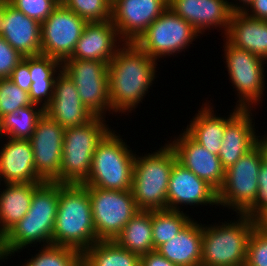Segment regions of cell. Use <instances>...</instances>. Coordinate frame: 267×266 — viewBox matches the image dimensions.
<instances>
[{
    "mask_svg": "<svg viewBox=\"0 0 267 266\" xmlns=\"http://www.w3.org/2000/svg\"><path fill=\"white\" fill-rule=\"evenodd\" d=\"M32 104L28 92L20 89L8 78L0 79V120L5 115Z\"/></svg>",
    "mask_w": 267,
    "mask_h": 266,
    "instance_id": "obj_35",
    "label": "cell"
},
{
    "mask_svg": "<svg viewBox=\"0 0 267 266\" xmlns=\"http://www.w3.org/2000/svg\"><path fill=\"white\" fill-rule=\"evenodd\" d=\"M226 117V129L218 157L226 170L256 145L252 110L234 107ZM252 116V117H251Z\"/></svg>",
    "mask_w": 267,
    "mask_h": 266,
    "instance_id": "obj_19",
    "label": "cell"
},
{
    "mask_svg": "<svg viewBox=\"0 0 267 266\" xmlns=\"http://www.w3.org/2000/svg\"><path fill=\"white\" fill-rule=\"evenodd\" d=\"M168 5L200 35L218 27L225 35L233 14L228 0H168Z\"/></svg>",
    "mask_w": 267,
    "mask_h": 266,
    "instance_id": "obj_20",
    "label": "cell"
},
{
    "mask_svg": "<svg viewBox=\"0 0 267 266\" xmlns=\"http://www.w3.org/2000/svg\"><path fill=\"white\" fill-rule=\"evenodd\" d=\"M157 61L135 43H124L108 64L111 113L129 115L143 101L156 79ZM151 86V87H150Z\"/></svg>",
    "mask_w": 267,
    "mask_h": 266,
    "instance_id": "obj_1",
    "label": "cell"
},
{
    "mask_svg": "<svg viewBox=\"0 0 267 266\" xmlns=\"http://www.w3.org/2000/svg\"><path fill=\"white\" fill-rule=\"evenodd\" d=\"M245 266H267V234L257 227L248 240Z\"/></svg>",
    "mask_w": 267,
    "mask_h": 266,
    "instance_id": "obj_37",
    "label": "cell"
},
{
    "mask_svg": "<svg viewBox=\"0 0 267 266\" xmlns=\"http://www.w3.org/2000/svg\"><path fill=\"white\" fill-rule=\"evenodd\" d=\"M23 56L0 36V79L9 78Z\"/></svg>",
    "mask_w": 267,
    "mask_h": 266,
    "instance_id": "obj_39",
    "label": "cell"
},
{
    "mask_svg": "<svg viewBox=\"0 0 267 266\" xmlns=\"http://www.w3.org/2000/svg\"><path fill=\"white\" fill-rule=\"evenodd\" d=\"M4 139L6 142L0 147V186L2 181V183L44 182L36 173L30 140L5 137Z\"/></svg>",
    "mask_w": 267,
    "mask_h": 266,
    "instance_id": "obj_23",
    "label": "cell"
},
{
    "mask_svg": "<svg viewBox=\"0 0 267 266\" xmlns=\"http://www.w3.org/2000/svg\"><path fill=\"white\" fill-rule=\"evenodd\" d=\"M97 241L88 186L59 183L52 245L70 247L83 254Z\"/></svg>",
    "mask_w": 267,
    "mask_h": 266,
    "instance_id": "obj_3",
    "label": "cell"
},
{
    "mask_svg": "<svg viewBox=\"0 0 267 266\" xmlns=\"http://www.w3.org/2000/svg\"><path fill=\"white\" fill-rule=\"evenodd\" d=\"M44 109L36 104L19 108L0 120V137L29 140Z\"/></svg>",
    "mask_w": 267,
    "mask_h": 266,
    "instance_id": "obj_31",
    "label": "cell"
},
{
    "mask_svg": "<svg viewBox=\"0 0 267 266\" xmlns=\"http://www.w3.org/2000/svg\"><path fill=\"white\" fill-rule=\"evenodd\" d=\"M123 44L111 20L87 23L69 59L95 60L109 64Z\"/></svg>",
    "mask_w": 267,
    "mask_h": 266,
    "instance_id": "obj_22",
    "label": "cell"
},
{
    "mask_svg": "<svg viewBox=\"0 0 267 266\" xmlns=\"http://www.w3.org/2000/svg\"><path fill=\"white\" fill-rule=\"evenodd\" d=\"M44 112L64 128L83 125L95 116L84 106L74 82L63 70L55 79L53 97Z\"/></svg>",
    "mask_w": 267,
    "mask_h": 266,
    "instance_id": "obj_21",
    "label": "cell"
},
{
    "mask_svg": "<svg viewBox=\"0 0 267 266\" xmlns=\"http://www.w3.org/2000/svg\"><path fill=\"white\" fill-rule=\"evenodd\" d=\"M243 13L252 18L267 21V0H253Z\"/></svg>",
    "mask_w": 267,
    "mask_h": 266,
    "instance_id": "obj_42",
    "label": "cell"
},
{
    "mask_svg": "<svg viewBox=\"0 0 267 266\" xmlns=\"http://www.w3.org/2000/svg\"><path fill=\"white\" fill-rule=\"evenodd\" d=\"M176 153L177 161L206 181L217 192L222 187L225 169L218 155L194 141L183 129L179 136L167 141Z\"/></svg>",
    "mask_w": 267,
    "mask_h": 266,
    "instance_id": "obj_16",
    "label": "cell"
},
{
    "mask_svg": "<svg viewBox=\"0 0 267 266\" xmlns=\"http://www.w3.org/2000/svg\"><path fill=\"white\" fill-rule=\"evenodd\" d=\"M256 227L267 234V210H265L256 220Z\"/></svg>",
    "mask_w": 267,
    "mask_h": 266,
    "instance_id": "obj_45",
    "label": "cell"
},
{
    "mask_svg": "<svg viewBox=\"0 0 267 266\" xmlns=\"http://www.w3.org/2000/svg\"><path fill=\"white\" fill-rule=\"evenodd\" d=\"M200 34L171 8H167L139 37L135 44L152 59L175 56L189 48Z\"/></svg>",
    "mask_w": 267,
    "mask_h": 266,
    "instance_id": "obj_10",
    "label": "cell"
},
{
    "mask_svg": "<svg viewBox=\"0 0 267 266\" xmlns=\"http://www.w3.org/2000/svg\"><path fill=\"white\" fill-rule=\"evenodd\" d=\"M208 204L218 207L217 191L176 161L168 183L167 209L176 211L182 209L184 211L180 207L181 205L197 207L199 205L207 206Z\"/></svg>",
    "mask_w": 267,
    "mask_h": 266,
    "instance_id": "obj_17",
    "label": "cell"
},
{
    "mask_svg": "<svg viewBox=\"0 0 267 266\" xmlns=\"http://www.w3.org/2000/svg\"><path fill=\"white\" fill-rule=\"evenodd\" d=\"M38 249L22 266H82V253L73 248L51 244Z\"/></svg>",
    "mask_w": 267,
    "mask_h": 266,
    "instance_id": "obj_33",
    "label": "cell"
},
{
    "mask_svg": "<svg viewBox=\"0 0 267 266\" xmlns=\"http://www.w3.org/2000/svg\"><path fill=\"white\" fill-rule=\"evenodd\" d=\"M140 266H176L157 250L150 251L140 256Z\"/></svg>",
    "mask_w": 267,
    "mask_h": 266,
    "instance_id": "obj_41",
    "label": "cell"
},
{
    "mask_svg": "<svg viewBox=\"0 0 267 266\" xmlns=\"http://www.w3.org/2000/svg\"><path fill=\"white\" fill-rule=\"evenodd\" d=\"M168 7V0H113L111 21L124 43H135Z\"/></svg>",
    "mask_w": 267,
    "mask_h": 266,
    "instance_id": "obj_15",
    "label": "cell"
},
{
    "mask_svg": "<svg viewBox=\"0 0 267 266\" xmlns=\"http://www.w3.org/2000/svg\"><path fill=\"white\" fill-rule=\"evenodd\" d=\"M114 241L139 256L153 251L152 210H139Z\"/></svg>",
    "mask_w": 267,
    "mask_h": 266,
    "instance_id": "obj_29",
    "label": "cell"
},
{
    "mask_svg": "<svg viewBox=\"0 0 267 266\" xmlns=\"http://www.w3.org/2000/svg\"><path fill=\"white\" fill-rule=\"evenodd\" d=\"M210 101L204 102L184 131L209 152L219 154L226 129V116L214 113Z\"/></svg>",
    "mask_w": 267,
    "mask_h": 266,
    "instance_id": "obj_26",
    "label": "cell"
},
{
    "mask_svg": "<svg viewBox=\"0 0 267 266\" xmlns=\"http://www.w3.org/2000/svg\"><path fill=\"white\" fill-rule=\"evenodd\" d=\"M186 213L182 210H152L154 250L176 236L193 219Z\"/></svg>",
    "mask_w": 267,
    "mask_h": 266,
    "instance_id": "obj_32",
    "label": "cell"
},
{
    "mask_svg": "<svg viewBox=\"0 0 267 266\" xmlns=\"http://www.w3.org/2000/svg\"><path fill=\"white\" fill-rule=\"evenodd\" d=\"M0 36L23 57L41 54V23L0 0Z\"/></svg>",
    "mask_w": 267,
    "mask_h": 266,
    "instance_id": "obj_18",
    "label": "cell"
},
{
    "mask_svg": "<svg viewBox=\"0 0 267 266\" xmlns=\"http://www.w3.org/2000/svg\"><path fill=\"white\" fill-rule=\"evenodd\" d=\"M64 133L65 128L44 112L29 139L36 173L44 182L60 183Z\"/></svg>",
    "mask_w": 267,
    "mask_h": 266,
    "instance_id": "obj_14",
    "label": "cell"
},
{
    "mask_svg": "<svg viewBox=\"0 0 267 266\" xmlns=\"http://www.w3.org/2000/svg\"><path fill=\"white\" fill-rule=\"evenodd\" d=\"M82 266H140V256L113 241H97L82 254Z\"/></svg>",
    "mask_w": 267,
    "mask_h": 266,
    "instance_id": "obj_30",
    "label": "cell"
},
{
    "mask_svg": "<svg viewBox=\"0 0 267 266\" xmlns=\"http://www.w3.org/2000/svg\"><path fill=\"white\" fill-rule=\"evenodd\" d=\"M8 79L15 83L20 89L29 93L32 84L29 71V56L23 57V60L14 68Z\"/></svg>",
    "mask_w": 267,
    "mask_h": 266,
    "instance_id": "obj_40",
    "label": "cell"
},
{
    "mask_svg": "<svg viewBox=\"0 0 267 266\" xmlns=\"http://www.w3.org/2000/svg\"><path fill=\"white\" fill-rule=\"evenodd\" d=\"M59 3H63L65 0H57Z\"/></svg>",
    "mask_w": 267,
    "mask_h": 266,
    "instance_id": "obj_46",
    "label": "cell"
},
{
    "mask_svg": "<svg viewBox=\"0 0 267 266\" xmlns=\"http://www.w3.org/2000/svg\"><path fill=\"white\" fill-rule=\"evenodd\" d=\"M225 40L267 62V21L252 18L243 12H233Z\"/></svg>",
    "mask_w": 267,
    "mask_h": 266,
    "instance_id": "obj_24",
    "label": "cell"
},
{
    "mask_svg": "<svg viewBox=\"0 0 267 266\" xmlns=\"http://www.w3.org/2000/svg\"><path fill=\"white\" fill-rule=\"evenodd\" d=\"M224 56L228 71V77L232 83L233 89L235 88L237 94V103L235 107L240 109H252L255 106L263 103L265 91V69L266 61L251 52L238 49L230 45L225 38Z\"/></svg>",
    "mask_w": 267,
    "mask_h": 266,
    "instance_id": "obj_8",
    "label": "cell"
},
{
    "mask_svg": "<svg viewBox=\"0 0 267 266\" xmlns=\"http://www.w3.org/2000/svg\"><path fill=\"white\" fill-rule=\"evenodd\" d=\"M39 183H3L0 191V239L28 212Z\"/></svg>",
    "mask_w": 267,
    "mask_h": 266,
    "instance_id": "obj_27",
    "label": "cell"
},
{
    "mask_svg": "<svg viewBox=\"0 0 267 266\" xmlns=\"http://www.w3.org/2000/svg\"><path fill=\"white\" fill-rule=\"evenodd\" d=\"M63 4L87 23L111 20V0H65Z\"/></svg>",
    "mask_w": 267,
    "mask_h": 266,
    "instance_id": "obj_34",
    "label": "cell"
},
{
    "mask_svg": "<svg viewBox=\"0 0 267 266\" xmlns=\"http://www.w3.org/2000/svg\"><path fill=\"white\" fill-rule=\"evenodd\" d=\"M236 216V221L203 223L201 266L245 265L248 240L256 224L245 214Z\"/></svg>",
    "mask_w": 267,
    "mask_h": 266,
    "instance_id": "obj_5",
    "label": "cell"
},
{
    "mask_svg": "<svg viewBox=\"0 0 267 266\" xmlns=\"http://www.w3.org/2000/svg\"><path fill=\"white\" fill-rule=\"evenodd\" d=\"M232 1L229 2L231 10L233 12H243L251 4L253 0H232Z\"/></svg>",
    "mask_w": 267,
    "mask_h": 266,
    "instance_id": "obj_44",
    "label": "cell"
},
{
    "mask_svg": "<svg viewBox=\"0 0 267 266\" xmlns=\"http://www.w3.org/2000/svg\"><path fill=\"white\" fill-rule=\"evenodd\" d=\"M265 210H267V165L262 163L258 175L255 203L244 214L255 221Z\"/></svg>",
    "mask_w": 267,
    "mask_h": 266,
    "instance_id": "obj_38",
    "label": "cell"
},
{
    "mask_svg": "<svg viewBox=\"0 0 267 266\" xmlns=\"http://www.w3.org/2000/svg\"><path fill=\"white\" fill-rule=\"evenodd\" d=\"M203 224L192 219L156 250L176 266H201Z\"/></svg>",
    "mask_w": 267,
    "mask_h": 266,
    "instance_id": "obj_25",
    "label": "cell"
},
{
    "mask_svg": "<svg viewBox=\"0 0 267 266\" xmlns=\"http://www.w3.org/2000/svg\"><path fill=\"white\" fill-rule=\"evenodd\" d=\"M98 241H113L139 211L132 191L88 187Z\"/></svg>",
    "mask_w": 267,
    "mask_h": 266,
    "instance_id": "obj_11",
    "label": "cell"
},
{
    "mask_svg": "<svg viewBox=\"0 0 267 266\" xmlns=\"http://www.w3.org/2000/svg\"><path fill=\"white\" fill-rule=\"evenodd\" d=\"M115 132L111 129L98 143L92 157L90 174L82 183L84 186L131 190L136 152L133 153L127 142Z\"/></svg>",
    "mask_w": 267,
    "mask_h": 266,
    "instance_id": "obj_6",
    "label": "cell"
},
{
    "mask_svg": "<svg viewBox=\"0 0 267 266\" xmlns=\"http://www.w3.org/2000/svg\"><path fill=\"white\" fill-rule=\"evenodd\" d=\"M267 134V133H266ZM260 135L256 136V145L261 151L262 157H263V163L267 165V135Z\"/></svg>",
    "mask_w": 267,
    "mask_h": 266,
    "instance_id": "obj_43",
    "label": "cell"
},
{
    "mask_svg": "<svg viewBox=\"0 0 267 266\" xmlns=\"http://www.w3.org/2000/svg\"><path fill=\"white\" fill-rule=\"evenodd\" d=\"M62 63L52 57L42 54L29 56V71L32 84L29 98L33 104L45 109L53 97L54 83Z\"/></svg>",
    "mask_w": 267,
    "mask_h": 266,
    "instance_id": "obj_28",
    "label": "cell"
},
{
    "mask_svg": "<svg viewBox=\"0 0 267 266\" xmlns=\"http://www.w3.org/2000/svg\"><path fill=\"white\" fill-rule=\"evenodd\" d=\"M263 163L255 145L234 165L225 170L224 183L217 192L218 206L244 214L254 203L258 192V175Z\"/></svg>",
    "mask_w": 267,
    "mask_h": 266,
    "instance_id": "obj_9",
    "label": "cell"
},
{
    "mask_svg": "<svg viewBox=\"0 0 267 266\" xmlns=\"http://www.w3.org/2000/svg\"><path fill=\"white\" fill-rule=\"evenodd\" d=\"M62 70L74 82L84 106L95 116L111 112L108 64L103 61L67 59Z\"/></svg>",
    "mask_w": 267,
    "mask_h": 266,
    "instance_id": "obj_12",
    "label": "cell"
},
{
    "mask_svg": "<svg viewBox=\"0 0 267 266\" xmlns=\"http://www.w3.org/2000/svg\"><path fill=\"white\" fill-rule=\"evenodd\" d=\"M154 152L135 156L132 195L139 210L167 209V192L176 153L165 143Z\"/></svg>",
    "mask_w": 267,
    "mask_h": 266,
    "instance_id": "obj_4",
    "label": "cell"
},
{
    "mask_svg": "<svg viewBox=\"0 0 267 266\" xmlns=\"http://www.w3.org/2000/svg\"><path fill=\"white\" fill-rule=\"evenodd\" d=\"M18 11L42 23L60 4L57 0H6Z\"/></svg>",
    "mask_w": 267,
    "mask_h": 266,
    "instance_id": "obj_36",
    "label": "cell"
},
{
    "mask_svg": "<svg viewBox=\"0 0 267 266\" xmlns=\"http://www.w3.org/2000/svg\"><path fill=\"white\" fill-rule=\"evenodd\" d=\"M58 200L59 182H41L35 187L27 214L0 239V262L33 244H52Z\"/></svg>",
    "mask_w": 267,
    "mask_h": 266,
    "instance_id": "obj_2",
    "label": "cell"
},
{
    "mask_svg": "<svg viewBox=\"0 0 267 266\" xmlns=\"http://www.w3.org/2000/svg\"><path fill=\"white\" fill-rule=\"evenodd\" d=\"M87 22L60 3L41 23V54L61 63L69 59Z\"/></svg>",
    "mask_w": 267,
    "mask_h": 266,
    "instance_id": "obj_13",
    "label": "cell"
},
{
    "mask_svg": "<svg viewBox=\"0 0 267 266\" xmlns=\"http://www.w3.org/2000/svg\"><path fill=\"white\" fill-rule=\"evenodd\" d=\"M106 122L94 116L83 125L65 128L60 183L82 184L88 178L95 149L111 130Z\"/></svg>",
    "mask_w": 267,
    "mask_h": 266,
    "instance_id": "obj_7",
    "label": "cell"
}]
</instances>
